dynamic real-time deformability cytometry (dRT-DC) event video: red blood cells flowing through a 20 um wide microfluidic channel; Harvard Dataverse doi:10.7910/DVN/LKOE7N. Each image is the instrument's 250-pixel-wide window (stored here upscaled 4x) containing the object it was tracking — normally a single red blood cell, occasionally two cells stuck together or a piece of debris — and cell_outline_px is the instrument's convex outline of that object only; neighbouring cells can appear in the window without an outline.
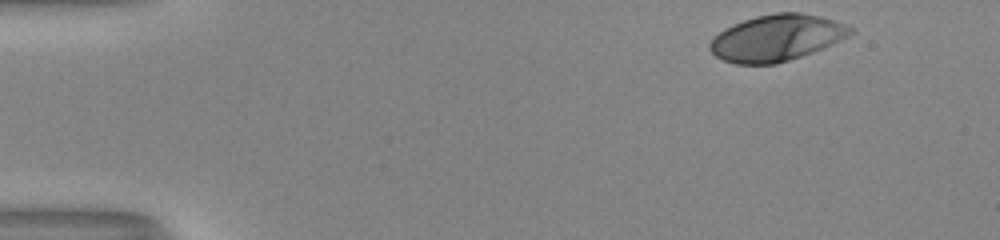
{"species": "human", "species_latin": "Homo sapiens", "temperature_condition": "room temperature", "stored_images_in_passage": 11, "camera_frame_rate_fps": 3000, "um_per_image_px": 0.085, "donor": {"sex": "male"}, "frame": {"image": 1, "passage_image": 1, "time_ms": 0.0, "image_size_px": [1000, 240], "cell_outline_px": [[852, 32], [848, 36], [832, 44], [812, 52], [776, 64], [736, 64], [724, 60], [716, 56], [708, 48], [708, 44], [724, 28], [732, 24], [756, 16], [776, 12], [800, 12], [820, 16], [844, 24], [852, 28]], "centroid_in_image_um": [65.98, 3.21], "position_along_channel_um": 19.0, "area_um2": 37.63}}